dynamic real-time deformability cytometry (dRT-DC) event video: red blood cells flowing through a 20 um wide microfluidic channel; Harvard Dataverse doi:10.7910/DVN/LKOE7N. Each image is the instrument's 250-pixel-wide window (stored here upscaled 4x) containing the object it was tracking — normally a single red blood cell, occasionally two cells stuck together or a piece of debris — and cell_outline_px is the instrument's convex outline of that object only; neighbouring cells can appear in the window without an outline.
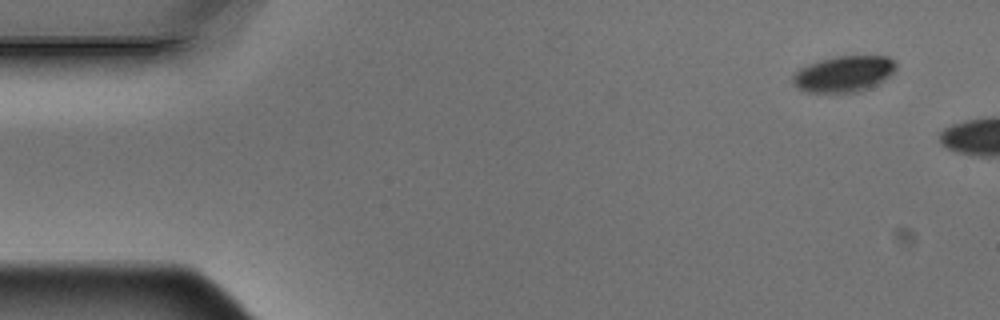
{"species": "Egyptian fruit bat (a non-hibernating species)", "species_latin": "Rousettus aegyptiacus", "temperature_condition": "warm", "stored_images_in_passage": 2, "camera_frame_rate_fps": 3000, "um_per_image_px": 0.085, "animal": {"sex": "male"}, "frame": {"image": 1, "passage_image": 1, "time_ms": 0.0, "image_size_px": [1000, 320], "cell_outline_px": [[896, 68], [892, 76], [880, 84], [860, 92], [808, 92], [796, 88], [792, 84], [792, 76], [800, 68], [808, 64], [820, 60], [836, 56], [888, 56], [896, 60]], "centroid_in_image_um": [71.77, 6.29], "position_along_channel_um": 13.2, "area_um2": 22.14}}